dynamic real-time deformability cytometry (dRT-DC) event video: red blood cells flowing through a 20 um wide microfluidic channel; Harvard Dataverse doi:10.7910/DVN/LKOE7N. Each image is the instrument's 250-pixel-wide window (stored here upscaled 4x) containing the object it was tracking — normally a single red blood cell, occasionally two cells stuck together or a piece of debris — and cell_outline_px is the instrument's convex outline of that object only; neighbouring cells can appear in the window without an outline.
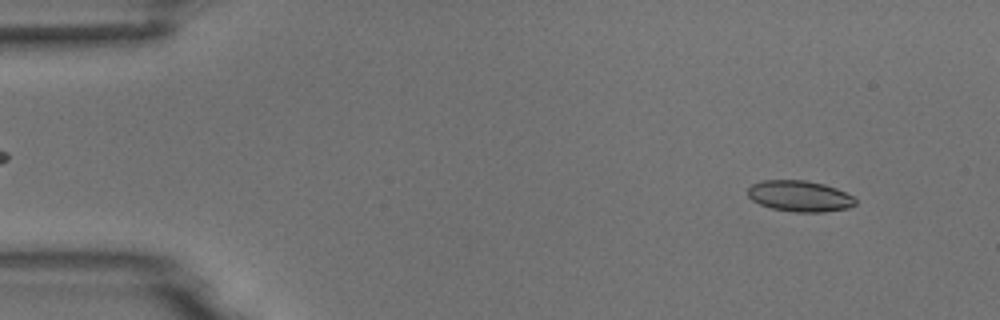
{"species": "common noctule bat (a hibernating species)", "species_latin": "Nyctalus noctula", "temperature_condition": "room temperature", "stored_images_in_passage": 3, "camera_frame_rate_fps": 3000, "um_per_image_px": 0.085, "animal": {"sex": "male", "body_mass_g": 18.8}, "frame": {"image": 1, "passage_image": 1, "time_ms": 0.0, "image_size_px": [1000, 320], "cell_outline_px": [[856, 204], [848, 208], [824, 212], [792, 212], [772, 208], [760, 204], [752, 200], [748, 196], [748, 188], [752, 184], [760, 180], [804, 180], [824, 184], [836, 188], [852, 196], [856, 200]], "centroid_in_image_um": [67.96, 16.67], "position_along_channel_um": 17.0, "area_um2": 19.48}}